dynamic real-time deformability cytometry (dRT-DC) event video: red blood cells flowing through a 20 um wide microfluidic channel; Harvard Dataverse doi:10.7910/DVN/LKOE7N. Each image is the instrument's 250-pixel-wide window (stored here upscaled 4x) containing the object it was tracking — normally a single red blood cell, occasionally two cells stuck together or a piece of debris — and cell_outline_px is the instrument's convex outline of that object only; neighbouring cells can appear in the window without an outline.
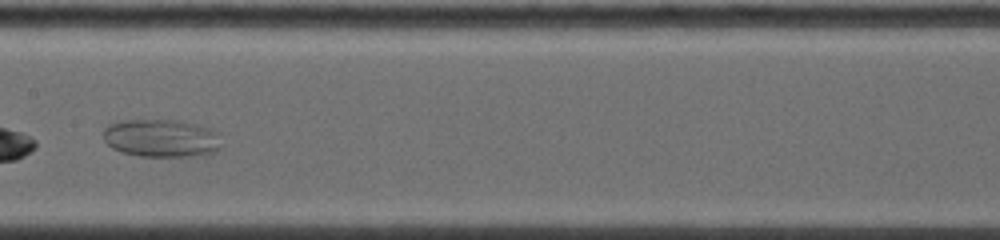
{"species": "common noctule bat (a hibernating species)", "species_latin": "Nyctalus noctula", "temperature_condition": "warm", "stored_images_in_passage": 10, "camera_frame_rate_fps": 5000, "um_per_image_px": 0.085, "animal": {"sex": "female", "body_mass_g": 19.0, "forearm_length_mm": 53.3}, "frame": {"image": 1, "passage_image": 7, "time_ms": 3.4, "image_size_px": [1000, 240], "cell_outline_px": [[220, 148], [216, 152], [204, 156], [140, 156], [120, 152], [112, 148], [104, 140], [104, 128], [108, 124], [124, 120], [180, 120], [212, 128], [220, 132]], "centroid_in_image_um": [13.77, 11.74], "position_along_channel_um": 193.6, "area_um2": 26.59}}
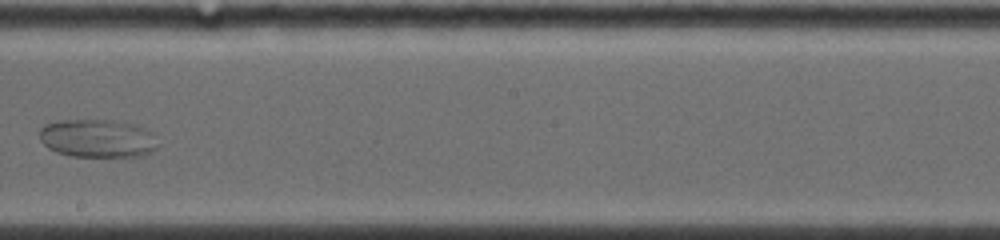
{"frame": {"image": 2, "passage_image": 9, "time_ms": 4.6, "image_size_px": [1000, 240], "cell_outline_px": [[156, 148], [152, 152], [140, 156], [68, 156], [56, 152], [48, 148], [40, 140], [40, 128], [44, 124], [56, 120], [112, 120], [136, 124], [152, 132]], "centroid_in_image_um": [8.25, 11.75], "position_along_channel_um": 240.0, "area_um2": 26.41}}